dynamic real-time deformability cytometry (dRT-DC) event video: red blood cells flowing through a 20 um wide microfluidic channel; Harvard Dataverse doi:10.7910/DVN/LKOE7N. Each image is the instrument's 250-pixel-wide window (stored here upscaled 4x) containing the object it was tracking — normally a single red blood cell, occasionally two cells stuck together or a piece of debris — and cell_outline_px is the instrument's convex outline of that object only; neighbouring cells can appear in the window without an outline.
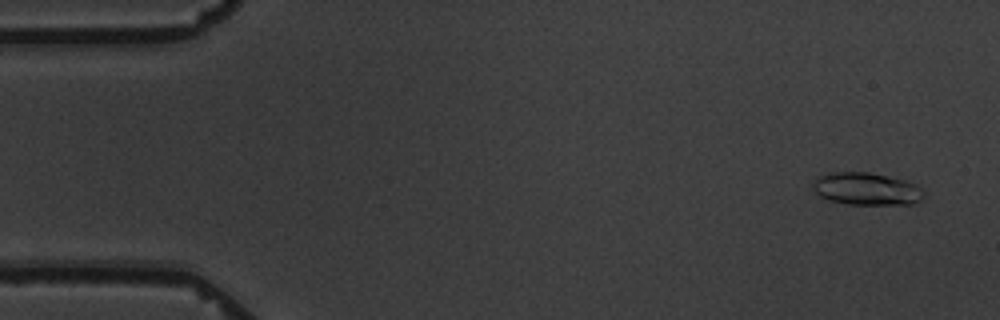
{"species": "common noctule bat (a hibernating species)", "species_latin": "Nyctalus noctula", "temperature_condition": "warm", "stored_images_in_passage": 5, "camera_frame_rate_fps": 3000, "um_per_image_px": 0.085, "animal": {"sex": "male", "body_mass_g": 19.5, "forearm_length_mm": 54.6}, "frame": {"image": 1, "passage_image": 1, "time_ms": 0.0, "image_size_px": [1000, 320], "cell_outline_px": [[924, 196], [920, 200], [912, 204], [848, 204], [828, 200], [820, 196], [812, 188], [812, 184], [816, 176], [828, 172], [868, 172], [904, 180], [916, 184], [924, 192]], "centroid_in_image_um": [73.61, 16.05], "position_along_channel_um": 11.4, "area_um2": 21.04}}